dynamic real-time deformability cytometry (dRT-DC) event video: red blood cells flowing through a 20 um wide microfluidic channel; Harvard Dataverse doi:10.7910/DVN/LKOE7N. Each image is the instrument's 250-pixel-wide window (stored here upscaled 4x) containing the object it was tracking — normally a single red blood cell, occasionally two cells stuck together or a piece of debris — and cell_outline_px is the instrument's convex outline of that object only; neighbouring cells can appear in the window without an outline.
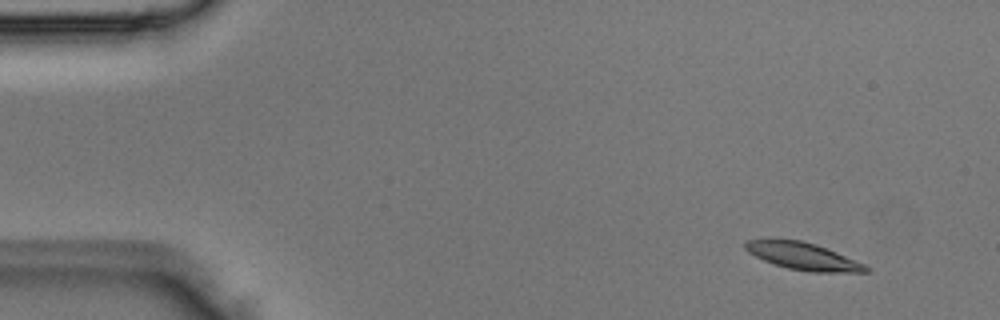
{"species": "Egyptian fruit bat (a non-hibernating species)", "species_latin": "Rousettus aegyptiacus", "temperature_condition": "room temperature", "stored_images_in_passage": 3, "segment_of_instrument_passage": [2, 2], "camera_frame_rate_fps": 3000, "um_per_image_px": 0.085, "animal": {"sex": "male"}, "frame": {"image": 1, "passage_image": 3, "time_ms": 0.667, "image_size_px": [1000, 320], "cell_outline_px": [[868, 272], [812, 272], [788, 268], [764, 260], [748, 252], [744, 248], [744, 240], [768, 236], [772, 236], [800, 240], [816, 244], [836, 252], [864, 264], [868, 268]], "centroid_in_image_um": [68.13, 21.71], "position_along_channel_um": 16.9, "area_um2": 19.54}}